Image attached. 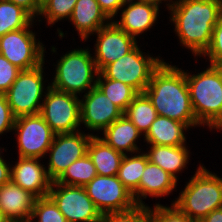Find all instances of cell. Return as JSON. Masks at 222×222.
<instances>
[{
    "instance_id": "3957f363",
    "label": "cell",
    "mask_w": 222,
    "mask_h": 222,
    "mask_svg": "<svg viewBox=\"0 0 222 222\" xmlns=\"http://www.w3.org/2000/svg\"><path fill=\"white\" fill-rule=\"evenodd\" d=\"M191 105L197 122L209 129L222 127V71L217 65L189 75L185 72Z\"/></svg>"
},
{
    "instance_id": "4fadbf2b",
    "label": "cell",
    "mask_w": 222,
    "mask_h": 222,
    "mask_svg": "<svg viewBox=\"0 0 222 222\" xmlns=\"http://www.w3.org/2000/svg\"><path fill=\"white\" fill-rule=\"evenodd\" d=\"M93 134L81 131L74 133L55 134L49 147V163L47 174L56 181L74 161L84 157Z\"/></svg>"
},
{
    "instance_id": "1f68e13d",
    "label": "cell",
    "mask_w": 222,
    "mask_h": 222,
    "mask_svg": "<svg viewBox=\"0 0 222 222\" xmlns=\"http://www.w3.org/2000/svg\"><path fill=\"white\" fill-rule=\"evenodd\" d=\"M149 222H196L181 212L174 204L171 207L156 204L154 208L148 206Z\"/></svg>"
},
{
    "instance_id": "44dd1931",
    "label": "cell",
    "mask_w": 222,
    "mask_h": 222,
    "mask_svg": "<svg viewBox=\"0 0 222 222\" xmlns=\"http://www.w3.org/2000/svg\"><path fill=\"white\" fill-rule=\"evenodd\" d=\"M177 180L162 168L148 161L139 182V205H145L148 195L151 197H162L169 195L177 186Z\"/></svg>"
},
{
    "instance_id": "ac0fdd59",
    "label": "cell",
    "mask_w": 222,
    "mask_h": 222,
    "mask_svg": "<svg viewBox=\"0 0 222 222\" xmlns=\"http://www.w3.org/2000/svg\"><path fill=\"white\" fill-rule=\"evenodd\" d=\"M127 5L121 11L120 21L113 22L123 31L136 39V36L148 31L159 16V8L145 3L126 0Z\"/></svg>"
},
{
    "instance_id": "836d02e7",
    "label": "cell",
    "mask_w": 222,
    "mask_h": 222,
    "mask_svg": "<svg viewBox=\"0 0 222 222\" xmlns=\"http://www.w3.org/2000/svg\"><path fill=\"white\" fill-rule=\"evenodd\" d=\"M203 55L209 57L210 65L222 64V12L213 29L210 46Z\"/></svg>"
},
{
    "instance_id": "74e56055",
    "label": "cell",
    "mask_w": 222,
    "mask_h": 222,
    "mask_svg": "<svg viewBox=\"0 0 222 222\" xmlns=\"http://www.w3.org/2000/svg\"><path fill=\"white\" fill-rule=\"evenodd\" d=\"M26 10L34 19L40 15L42 4L39 0H7Z\"/></svg>"
},
{
    "instance_id": "83f0119b",
    "label": "cell",
    "mask_w": 222,
    "mask_h": 222,
    "mask_svg": "<svg viewBox=\"0 0 222 222\" xmlns=\"http://www.w3.org/2000/svg\"><path fill=\"white\" fill-rule=\"evenodd\" d=\"M34 18L13 2L0 0V36L33 24Z\"/></svg>"
},
{
    "instance_id": "52a82bcc",
    "label": "cell",
    "mask_w": 222,
    "mask_h": 222,
    "mask_svg": "<svg viewBox=\"0 0 222 222\" xmlns=\"http://www.w3.org/2000/svg\"><path fill=\"white\" fill-rule=\"evenodd\" d=\"M40 115L55 134L80 131L81 108L78 95L47 86Z\"/></svg>"
},
{
    "instance_id": "d590c367",
    "label": "cell",
    "mask_w": 222,
    "mask_h": 222,
    "mask_svg": "<svg viewBox=\"0 0 222 222\" xmlns=\"http://www.w3.org/2000/svg\"><path fill=\"white\" fill-rule=\"evenodd\" d=\"M15 117L4 94H0V134L13 130Z\"/></svg>"
},
{
    "instance_id": "8d00e7d4",
    "label": "cell",
    "mask_w": 222,
    "mask_h": 222,
    "mask_svg": "<svg viewBox=\"0 0 222 222\" xmlns=\"http://www.w3.org/2000/svg\"><path fill=\"white\" fill-rule=\"evenodd\" d=\"M125 1L126 0H97L101 10L110 20H113L112 18L117 16L118 11L125 6Z\"/></svg>"
},
{
    "instance_id": "8992f818",
    "label": "cell",
    "mask_w": 222,
    "mask_h": 222,
    "mask_svg": "<svg viewBox=\"0 0 222 222\" xmlns=\"http://www.w3.org/2000/svg\"><path fill=\"white\" fill-rule=\"evenodd\" d=\"M163 59L145 55L136 45L129 53L105 66L100 73L108 79L118 80L131 86L137 93H144L154 71Z\"/></svg>"
},
{
    "instance_id": "4dcf8cb0",
    "label": "cell",
    "mask_w": 222,
    "mask_h": 222,
    "mask_svg": "<svg viewBox=\"0 0 222 222\" xmlns=\"http://www.w3.org/2000/svg\"><path fill=\"white\" fill-rule=\"evenodd\" d=\"M36 218L37 222H68L49 196L36 199L30 222Z\"/></svg>"
},
{
    "instance_id": "7c38bea8",
    "label": "cell",
    "mask_w": 222,
    "mask_h": 222,
    "mask_svg": "<svg viewBox=\"0 0 222 222\" xmlns=\"http://www.w3.org/2000/svg\"><path fill=\"white\" fill-rule=\"evenodd\" d=\"M84 188L102 215L126 211L137 205L132 193L123 185L117 175H96Z\"/></svg>"
},
{
    "instance_id": "484cf974",
    "label": "cell",
    "mask_w": 222,
    "mask_h": 222,
    "mask_svg": "<svg viewBox=\"0 0 222 222\" xmlns=\"http://www.w3.org/2000/svg\"><path fill=\"white\" fill-rule=\"evenodd\" d=\"M123 115L145 136L158 116L151 100L145 93H138Z\"/></svg>"
},
{
    "instance_id": "ab89813d",
    "label": "cell",
    "mask_w": 222,
    "mask_h": 222,
    "mask_svg": "<svg viewBox=\"0 0 222 222\" xmlns=\"http://www.w3.org/2000/svg\"><path fill=\"white\" fill-rule=\"evenodd\" d=\"M200 222H222V208L213 210Z\"/></svg>"
},
{
    "instance_id": "f546056e",
    "label": "cell",
    "mask_w": 222,
    "mask_h": 222,
    "mask_svg": "<svg viewBox=\"0 0 222 222\" xmlns=\"http://www.w3.org/2000/svg\"><path fill=\"white\" fill-rule=\"evenodd\" d=\"M77 0H45L39 16H45L47 23L53 25L59 20L70 19Z\"/></svg>"
},
{
    "instance_id": "d4e9b609",
    "label": "cell",
    "mask_w": 222,
    "mask_h": 222,
    "mask_svg": "<svg viewBox=\"0 0 222 222\" xmlns=\"http://www.w3.org/2000/svg\"><path fill=\"white\" fill-rule=\"evenodd\" d=\"M146 153L134 156L124 155L117 173L118 179L132 193L133 199L139 205V182L148 162Z\"/></svg>"
},
{
    "instance_id": "603a6c76",
    "label": "cell",
    "mask_w": 222,
    "mask_h": 222,
    "mask_svg": "<svg viewBox=\"0 0 222 222\" xmlns=\"http://www.w3.org/2000/svg\"><path fill=\"white\" fill-rule=\"evenodd\" d=\"M189 153L186 145H151L146 155L150 162L168 172L178 181L176 174L186 167L189 162Z\"/></svg>"
},
{
    "instance_id": "ba28073f",
    "label": "cell",
    "mask_w": 222,
    "mask_h": 222,
    "mask_svg": "<svg viewBox=\"0 0 222 222\" xmlns=\"http://www.w3.org/2000/svg\"><path fill=\"white\" fill-rule=\"evenodd\" d=\"M44 63L30 70H21L9 90L4 94L15 118L40 113L45 88Z\"/></svg>"
},
{
    "instance_id": "ffe728a7",
    "label": "cell",
    "mask_w": 222,
    "mask_h": 222,
    "mask_svg": "<svg viewBox=\"0 0 222 222\" xmlns=\"http://www.w3.org/2000/svg\"><path fill=\"white\" fill-rule=\"evenodd\" d=\"M142 135L135 125L124 115L115 120L112 124L103 130V138L107 145L116 151L127 155V152L138 153L139 149L136 140Z\"/></svg>"
},
{
    "instance_id": "6da1fadb",
    "label": "cell",
    "mask_w": 222,
    "mask_h": 222,
    "mask_svg": "<svg viewBox=\"0 0 222 222\" xmlns=\"http://www.w3.org/2000/svg\"><path fill=\"white\" fill-rule=\"evenodd\" d=\"M168 8L180 43L194 56H203L222 12V0H177L168 3Z\"/></svg>"
},
{
    "instance_id": "2e32d148",
    "label": "cell",
    "mask_w": 222,
    "mask_h": 222,
    "mask_svg": "<svg viewBox=\"0 0 222 222\" xmlns=\"http://www.w3.org/2000/svg\"><path fill=\"white\" fill-rule=\"evenodd\" d=\"M39 160L19 157L18 162L11 167V180L37 198L48 196L53 182L47 174L46 166L41 165Z\"/></svg>"
},
{
    "instance_id": "cb8c5ba5",
    "label": "cell",
    "mask_w": 222,
    "mask_h": 222,
    "mask_svg": "<svg viewBox=\"0 0 222 222\" xmlns=\"http://www.w3.org/2000/svg\"><path fill=\"white\" fill-rule=\"evenodd\" d=\"M87 154L92 160L97 175L115 176L120 168L124 154L107 145L94 135L88 145Z\"/></svg>"
},
{
    "instance_id": "f1b7e54d",
    "label": "cell",
    "mask_w": 222,
    "mask_h": 222,
    "mask_svg": "<svg viewBox=\"0 0 222 222\" xmlns=\"http://www.w3.org/2000/svg\"><path fill=\"white\" fill-rule=\"evenodd\" d=\"M97 175L96 168L86 154L84 157L74 161L63 174L52 183H62L71 186H85Z\"/></svg>"
},
{
    "instance_id": "5bb4252c",
    "label": "cell",
    "mask_w": 222,
    "mask_h": 222,
    "mask_svg": "<svg viewBox=\"0 0 222 222\" xmlns=\"http://www.w3.org/2000/svg\"><path fill=\"white\" fill-rule=\"evenodd\" d=\"M95 34H97V41L93 59L98 72L108 64L125 56L137 45V40L120 29L113 21Z\"/></svg>"
},
{
    "instance_id": "277c9868",
    "label": "cell",
    "mask_w": 222,
    "mask_h": 222,
    "mask_svg": "<svg viewBox=\"0 0 222 222\" xmlns=\"http://www.w3.org/2000/svg\"><path fill=\"white\" fill-rule=\"evenodd\" d=\"M180 193L172 204L196 222L222 208V178L201 164Z\"/></svg>"
},
{
    "instance_id": "e575fe53",
    "label": "cell",
    "mask_w": 222,
    "mask_h": 222,
    "mask_svg": "<svg viewBox=\"0 0 222 222\" xmlns=\"http://www.w3.org/2000/svg\"><path fill=\"white\" fill-rule=\"evenodd\" d=\"M20 72L19 68L0 54V94H5L9 90Z\"/></svg>"
},
{
    "instance_id": "d6a6232c",
    "label": "cell",
    "mask_w": 222,
    "mask_h": 222,
    "mask_svg": "<svg viewBox=\"0 0 222 222\" xmlns=\"http://www.w3.org/2000/svg\"><path fill=\"white\" fill-rule=\"evenodd\" d=\"M101 222H149L148 206L137 204L126 211L103 214Z\"/></svg>"
},
{
    "instance_id": "d6986e66",
    "label": "cell",
    "mask_w": 222,
    "mask_h": 222,
    "mask_svg": "<svg viewBox=\"0 0 222 222\" xmlns=\"http://www.w3.org/2000/svg\"><path fill=\"white\" fill-rule=\"evenodd\" d=\"M69 20L76 27L82 41L110 23L97 0H77Z\"/></svg>"
},
{
    "instance_id": "9c48e42d",
    "label": "cell",
    "mask_w": 222,
    "mask_h": 222,
    "mask_svg": "<svg viewBox=\"0 0 222 222\" xmlns=\"http://www.w3.org/2000/svg\"><path fill=\"white\" fill-rule=\"evenodd\" d=\"M31 25L0 36V54L20 70L36 68L45 60V47L37 42Z\"/></svg>"
},
{
    "instance_id": "8fae6325",
    "label": "cell",
    "mask_w": 222,
    "mask_h": 222,
    "mask_svg": "<svg viewBox=\"0 0 222 222\" xmlns=\"http://www.w3.org/2000/svg\"><path fill=\"white\" fill-rule=\"evenodd\" d=\"M13 131H17L18 157L44 158L55 136L40 114L16 118Z\"/></svg>"
},
{
    "instance_id": "b9f144b4",
    "label": "cell",
    "mask_w": 222,
    "mask_h": 222,
    "mask_svg": "<svg viewBox=\"0 0 222 222\" xmlns=\"http://www.w3.org/2000/svg\"><path fill=\"white\" fill-rule=\"evenodd\" d=\"M0 222H10L4 215V213L0 210Z\"/></svg>"
},
{
    "instance_id": "7bdbcfd3",
    "label": "cell",
    "mask_w": 222,
    "mask_h": 222,
    "mask_svg": "<svg viewBox=\"0 0 222 222\" xmlns=\"http://www.w3.org/2000/svg\"><path fill=\"white\" fill-rule=\"evenodd\" d=\"M220 69H221V71H222V64H219V65H217Z\"/></svg>"
},
{
    "instance_id": "5b68a950",
    "label": "cell",
    "mask_w": 222,
    "mask_h": 222,
    "mask_svg": "<svg viewBox=\"0 0 222 222\" xmlns=\"http://www.w3.org/2000/svg\"><path fill=\"white\" fill-rule=\"evenodd\" d=\"M89 49H74L61 56L56 65L52 88L74 95L96 86L98 70ZM96 76V77H95Z\"/></svg>"
},
{
    "instance_id": "30bf717a",
    "label": "cell",
    "mask_w": 222,
    "mask_h": 222,
    "mask_svg": "<svg viewBox=\"0 0 222 222\" xmlns=\"http://www.w3.org/2000/svg\"><path fill=\"white\" fill-rule=\"evenodd\" d=\"M48 196L68 222H101L102 214L87 195L84 186L52 183Z\"/></svg>"
},
{
    "instance_id": "7402d4cb",
    "label": "cell",
    "mask_w": 222,
    "mask_h": 222,
    "mask_svg": "<svg viewBox=\"0 0 222 222\" xmlns=\"http://www.w3.org/2000/svg\"><path fill=\"white\" fill-rule=\"evenodd\" d=\"M188 128L187 124L158 115L144 136V141L146 140L150 145H185L184 130L186 131Z\"/></svg>"
},
{
    "instance_id": "4316f807",
    "label": "cell",
    "mask_w": 222,
    "mask_h": 222,
    "mask_svg": "<svg viewBox=\"0 0 222 222\" xmlns=\"http://www.w3.org/2000/svg\"><path fill=\"white\" fill-rule=\"evenodd\" d=\"M96 86L108 97L123 113L138 94L131 86L125 83L105 78L98 73Z\"/></svg>"
},
{
    "instance_id": "f35d334b",
    "label": "cell",
    "mask_w": 222,
    "mask_h": 222,
    "mask_svg": "<svg viewBox=\"0 0 222 222\" xmlns=\"http://www.w3.org/2000/svg\"><path fill=\"white\" fill-rule=\"evenodd\" d=\"M5 161L0 153V187L11 180V167Z\"/></svg>"
},
{
    "instance_id": "9a60e30c",
    "label": "cell",
    "mask_w": 222,
    "mask_h": 222,
    "mask_svg": "<svg viewBox=\"0 0 222 222\" xmlns=\"http://www.w3.org/2000/svg\"><path fill=\"white\" fill-rule=\"evenodd\" d=\"M80 100L81 123L93 131H103L123 112L97 87L86 91Z\"/></svg>"
},
{
    "instance_id": "7a4b0ae2",
    "label": "cell",
    "mask_w": 222,
    "mask_h": 222,
    "mask_svg": "<svg viewBox=\"0 0 222 222\" xmlns=\"http://www.w3.org/2000/svg\"><path fill=\"white\" fill-rule=\"evenodd\" d=\"M144 93L151 100L158 115L187 124L199 126L189 95L185 71L162 62L154 71Z\"/></svg>"
},
{
    "instance_id": "e0dca14e",
    "label": "cell",
    "mask_w": 222,
    "mask_h": 222,
    "mask_svg": "<svg viewBox=\"0 0 222 222\" xmlns=\"http://www.w3.org/2000/svg\"><path fill=\"white\" fill-rule=\"evenodd\" d=\"M36 199L12 180L0 187V210L10 222H30Z\"/></svg>"
},
{
    "instance_id": "60d3db41",
    "label": "cell",
    "mask_w": 222,
    "mask_h": 222,
    "mask_svg": "<svg viewBox=\"0 0 222 222\" xmlns=\"http://www.w3.org/2000/svg\"><path fill=\"white\" fill-rule=\"evenodd\" d=\"M134 1V0H132ZM161 1H167V0H136L135 2H139V3H145V4H150L153 5L157 8H159L160 3H162ZM169 2H173L172 0H168Z\"/></svg>"
}]
</instances>
